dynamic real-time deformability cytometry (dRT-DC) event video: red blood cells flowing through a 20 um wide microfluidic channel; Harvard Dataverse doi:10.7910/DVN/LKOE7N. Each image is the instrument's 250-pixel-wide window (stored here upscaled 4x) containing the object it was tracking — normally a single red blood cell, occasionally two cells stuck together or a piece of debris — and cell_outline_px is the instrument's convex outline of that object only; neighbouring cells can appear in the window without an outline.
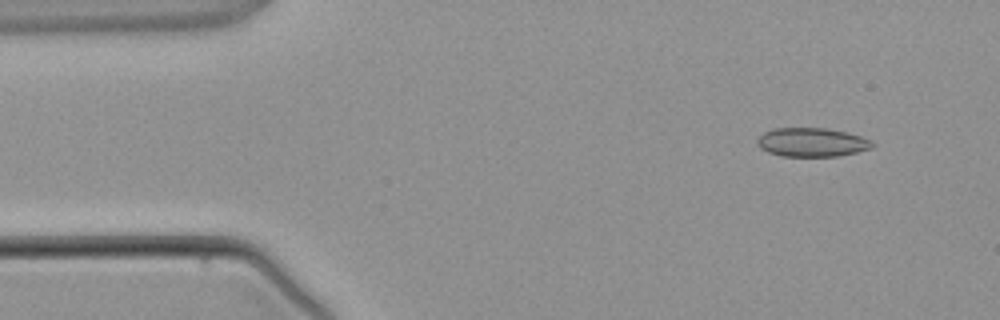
{"species": "common noctule bat (a hibernating species)", "species_latin": "Nyctalus noctula", "temperature_condition": "warm", "stored_images_in_passage": 4, "segment_of_instrument_passage": [2, 2], "camera_frame_rate_fps": 3000, "um_per_image_px": 0.085, "animal": {"sex": "male", "body_mass_g": 21.5, "forearm_length_mm": 52.0}, "frame": {"image": 1, "passage_image": 4, "time_ms": 4.667, "image_size_px": [1000, 320], "cell_outline_px": [[876, 144], [872, 148], [856, 152], [836, 156], [780, 156], [768, 152], [760, 148], [756, 144], [756, 140], [764, 132], [776, 128], [824, 128], [848, 132], [872, 140]], "centroid_in_image_um": [69.01, 12.09], "position_along_channel_um": 16.0, "area_um2": 19.42}}